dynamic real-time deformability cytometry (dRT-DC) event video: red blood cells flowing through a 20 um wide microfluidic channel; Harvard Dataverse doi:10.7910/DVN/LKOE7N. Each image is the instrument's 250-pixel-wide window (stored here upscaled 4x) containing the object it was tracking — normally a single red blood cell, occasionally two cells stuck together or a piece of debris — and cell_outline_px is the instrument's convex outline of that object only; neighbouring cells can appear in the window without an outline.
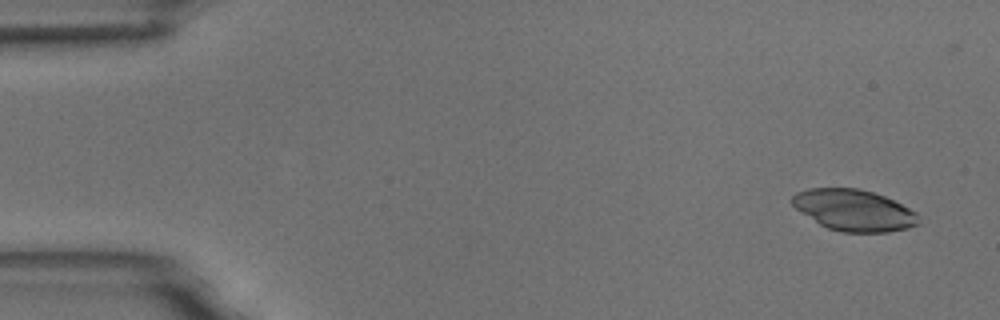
{"species": "common noctule bat (a hibernating species)", "species_latin": "Nyctalus noctula", "temperature_condition": "room temperature", "stored_images_in_passage": 4, "camera_frame_rate_fps": 3000, "um_per_image_px": 0.085, "animal": {"sex": "male", "body_mass_g": 18.8}, "frame": {"image": 1, "passage_image": 1, "time_ms": 0.0, "image_size_px": [1000, 320], "cell_outline_px": [[920, 224], [908, 228], [888, 232], [840, 232], [828, 228], [820, 224], [796, 208], [792, 204], [792, 196], [796, 192], [808, 188], [856, 188], [872, 192], [884, 196], [916, 212]], "centroid_in_image_um": [72.58, 17.87], "position_along_channel_um": 12.4, "area_um2": 30.17}}